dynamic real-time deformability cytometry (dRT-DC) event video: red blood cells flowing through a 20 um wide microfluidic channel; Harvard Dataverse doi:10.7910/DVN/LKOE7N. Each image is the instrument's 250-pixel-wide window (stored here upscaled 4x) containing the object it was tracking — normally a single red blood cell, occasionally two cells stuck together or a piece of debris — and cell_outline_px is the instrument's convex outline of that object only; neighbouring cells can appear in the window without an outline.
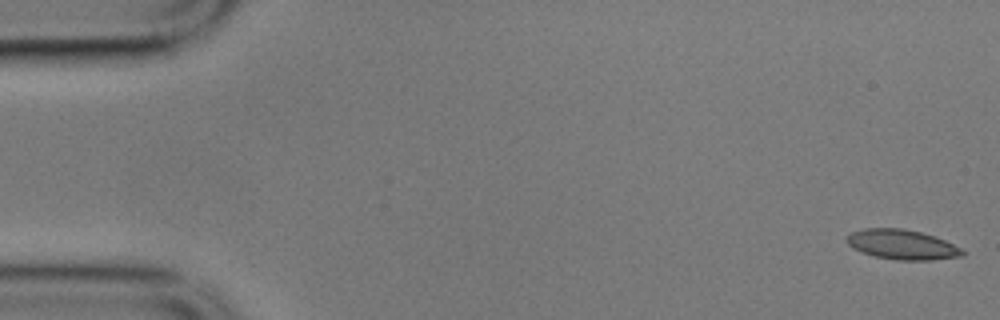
{"species": "common noctule bat (a hibernating species)", "species_latin": "Nyctalus noctula", "temperature_condition": "cold", "stored_images_in_passage": 56, "camera_frame_rate_fps": 3000, "um_per_image_px": 0.085, "animal": {"sex": "male", "body_mass_g": 17.9}, "frame": {"image": 1, "passage_image": 1, "time_ms": 0.0, "image_size_px": [1000, 320], "cell_outline_px": [[964, 256], [932, 260], [896, 260], [876, 256], [852, 248], [848, 244], [848, 236], [852, 232], [864, 228], [904, 228], [936, 236], [960, 248], [964, 252]], "centroid_in_image_um": [76.7, 20.78], "position_along_channel_um": 8.3, "area_um2": 19.94}}
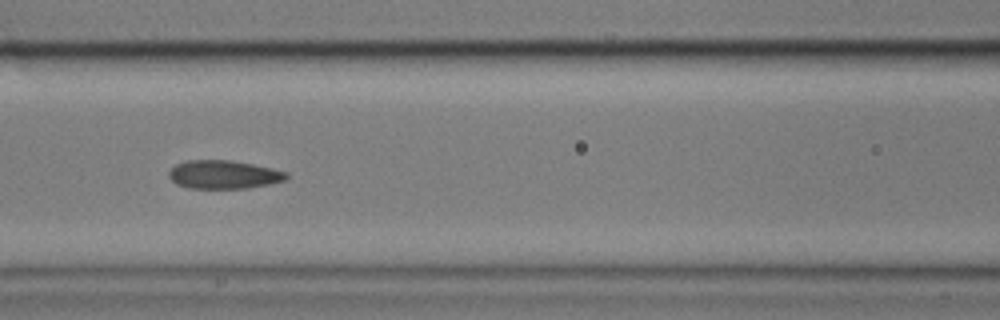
{"frame": {"image": 2, "passage_image": 24, "time_ms": 7.667, "image_size_px": [1000, 320], "cell_outline_px": [[288, 176], [284, 180], [268, 184], [248, 188], [188, 188], [176, 184], [168, 176], [168, 172], [176, 164], [188, 160], [232, 160], [272, 168], [288, 172]], "centroid_in_image_um": [19.0, 14.83], "position_along_channel_um": 147.6, "area_um2": 19.42}}
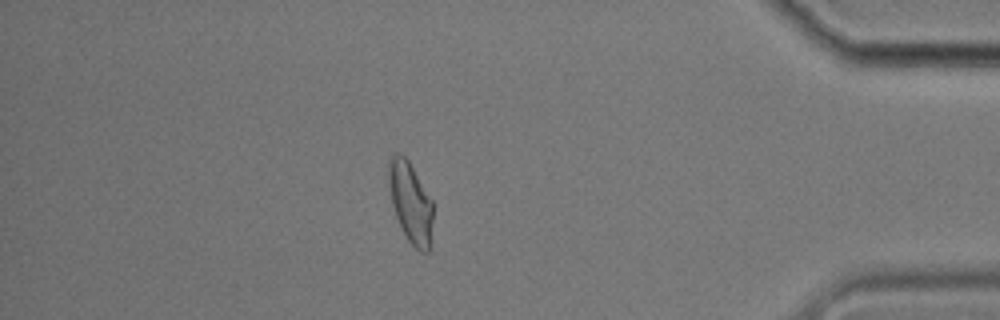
{"frame": {"image": 3, "passage_image": 49, "time_ms": 16.0, "image_size_px": [1000, 320], "cell_outline_px": [[432, 220], [428, 252], [420, 252], [408, 240], [396, 216], [392, 204], [388, 184], [388, 156], [396, 152], [400, 152], [408, 160], [432, 200]], "centroid_in_image_um": [34.86, 17.13], "position_along_channel_um": 400.3, "area_um2": 20.63}, "authors_computed_cell_mechanics": {"area_um2": 20.23, "velocity_mm_per_s": 3.5075, "shape_relaxation_time_tau1_ms": 10.9439, "shape_relaxation_time_tau2_ms": 2.103, "deformation_change_tau1": 0.2025, "deformation_change_tau2": 0.0775}}